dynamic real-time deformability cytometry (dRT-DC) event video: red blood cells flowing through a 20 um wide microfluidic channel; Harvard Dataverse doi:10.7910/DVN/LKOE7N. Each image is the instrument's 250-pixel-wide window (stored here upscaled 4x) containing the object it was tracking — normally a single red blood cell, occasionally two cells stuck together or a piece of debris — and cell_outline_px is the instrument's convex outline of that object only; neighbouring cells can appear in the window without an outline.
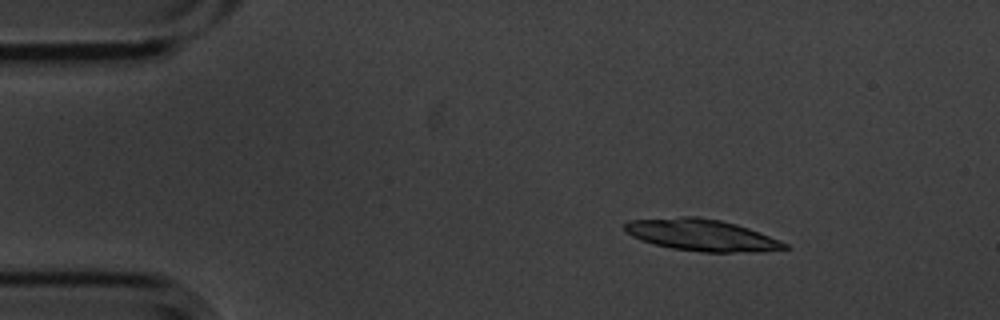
{"species": "common noctule bat (a hibernating species)", "species_latin": "Nyctalus noctula", "temperature_condition": "cold", "stored_images_in_passage": 4, "camera_frame_rate_fps": 3000, "um_per_image_px": 0.085, "animal": {"sex": "male", "body_mass_g": 20.1, "forearm_length_mm": 53.5}, "frame": {"image": 1, "passage_image": 2, "time_ms": 0.333, "image_size_px": [1000, 320], "cell_outline_px": [[788, 248], [756, 252], [704, 252], [672, 248], [640, 240], [624, 232], [624, 224], [628, 220], [680, 216], [696, 216], [720, 220], [736, 224], [760, 232], [780, 240], [788, 244]], "centroid_in_image_um": [59.61, 19.97], "position_along_channel_um": 25.4, "area_um2": 29.59}}